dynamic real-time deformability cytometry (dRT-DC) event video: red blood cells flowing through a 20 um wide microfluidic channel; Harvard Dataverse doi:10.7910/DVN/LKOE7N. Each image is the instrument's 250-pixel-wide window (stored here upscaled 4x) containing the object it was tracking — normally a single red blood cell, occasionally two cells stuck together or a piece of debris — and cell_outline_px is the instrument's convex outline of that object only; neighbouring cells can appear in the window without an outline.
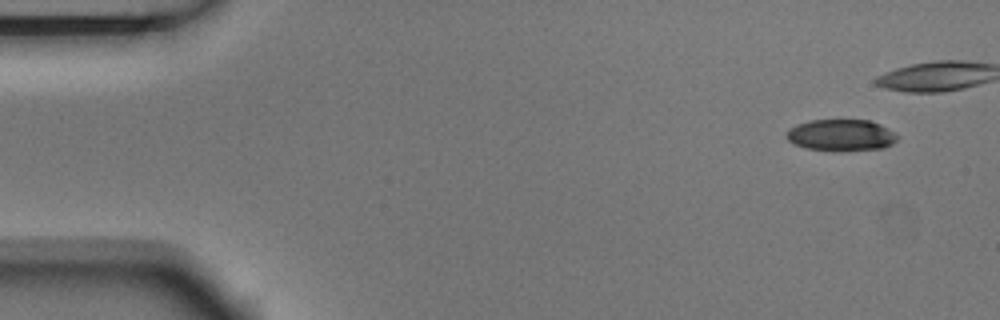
{"species": "Egyptian fruit bat (a non-hibernating species)", "species_latin": "Rousettus aegyptiacus", "temperature_condition": "room temperature", "stored_images_in_passage": 7, "camera_frame_rate_fps": 3000, "um_per_image_px": 0.085, "animal": {"sex": "male"}, "frame": {"image": 1, "passage_image": 1, "time_ms": 0.0, "image_size_px": [1000, 320], "cell_outline_px": [[900, 136], [892, 144], [884, 148], [840, 152], [804, 148], [792, 144], [784, 136], [788, 128], [796, 124], [808, 120], [868, 120], [880, 124], [896, 132]], "centroid_in_image_um": [71.47, 11.5], "position_along_channel_um": 13.5, "area_um2": 21.04}}
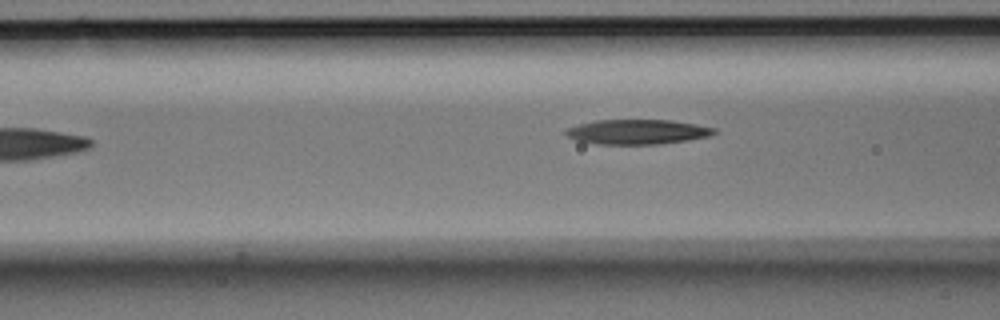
{"frame": {"image": 2, "passage_image": 7, "time_ms": 2.0, "image_size_px": [1000, 320], "cell_outline_px": [[716, 132], [708, 136], [688, 140], [660, 144], [596, 144], [576, 140], [568, 136], [564, 132], [564, 128], [596, 120], [672, 120], [696, 124], [716, 128]], "centroid_in_image_um": [54.16, 11.2], "position_along_channel_um": 112.4, "area_um2": 21.44}}